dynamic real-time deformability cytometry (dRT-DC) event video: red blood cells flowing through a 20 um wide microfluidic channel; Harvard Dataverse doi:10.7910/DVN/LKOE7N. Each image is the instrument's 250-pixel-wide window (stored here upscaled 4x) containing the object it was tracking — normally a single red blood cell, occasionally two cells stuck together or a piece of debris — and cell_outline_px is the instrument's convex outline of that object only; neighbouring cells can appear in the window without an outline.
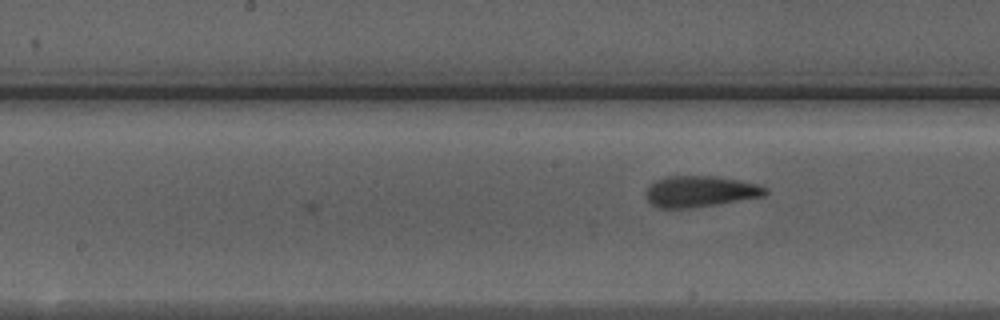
{"species": "Egyptian fruit bat (a non-hibernating species)", "species_latin": "Rousettus aegyptiacus", "temperature_condition": "warm", "stored_images_in_passage": 10, "camera_frame_rate_fps": 3000, "um_per_image_px": 0.085, "animal": {"sex": "male"}, "frame": {"image": 1, "passage_image": 10, "time_ms": 3.0, "image_size_px": [1000, 320], "cell_outline_px": [[768, 192], [764, 196], [692, 208], [656, 208], [648, 200], [648, 188], [656, 180], [668, 176], [716, 176], [756, 184], [768, 188]], "centroid_in_image_um": [59.53, 16.27], "position_along_channel_um": 188.7, "area_um2": 21.33}}